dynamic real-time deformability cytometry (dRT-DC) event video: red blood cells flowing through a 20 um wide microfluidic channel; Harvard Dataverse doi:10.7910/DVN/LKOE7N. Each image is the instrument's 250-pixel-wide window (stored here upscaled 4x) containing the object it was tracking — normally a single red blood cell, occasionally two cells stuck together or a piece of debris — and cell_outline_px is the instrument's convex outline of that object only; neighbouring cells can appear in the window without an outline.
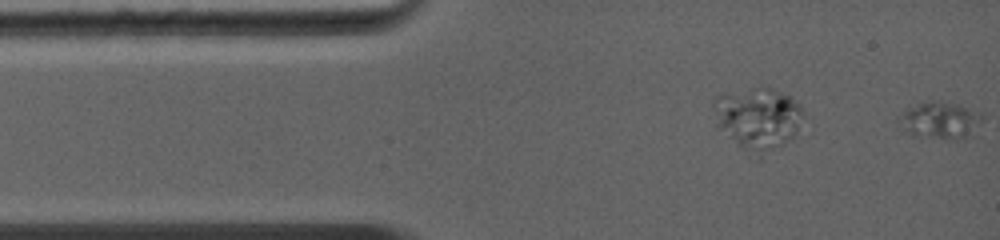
{"species": "common noctule bat (a hibernating species)", "species_latin": "Nyctalus noctula", "temperature_condition": "warm", "stored_images_in_passage": 3, "segment_of_instrument_passage": [2, 2], "camera_frame_rate_fps": 5000, "um_per_image_px": 0.085, "animal": {"sex": "female", "body_mass_g": 19.0, "forearm_length_mm": 56.7}, "frame": {"image": 1, "passage_image": 3, "time_ms": 1.2, "image_size_px": [1000, 240], "cell_outline_px": [[980, 116], [972, 136], [956, 140], [944, 140], [912, 136], [904, 132], [900, 128], [896, 120], [896, 116], [908, 108], [928, 100], [940, 100], [956, 104], [980, 112]], "centroid_in_image_um": [79.79, 10.26], "position_along_channel_um": 5.2, "area_um2": 18.44}}